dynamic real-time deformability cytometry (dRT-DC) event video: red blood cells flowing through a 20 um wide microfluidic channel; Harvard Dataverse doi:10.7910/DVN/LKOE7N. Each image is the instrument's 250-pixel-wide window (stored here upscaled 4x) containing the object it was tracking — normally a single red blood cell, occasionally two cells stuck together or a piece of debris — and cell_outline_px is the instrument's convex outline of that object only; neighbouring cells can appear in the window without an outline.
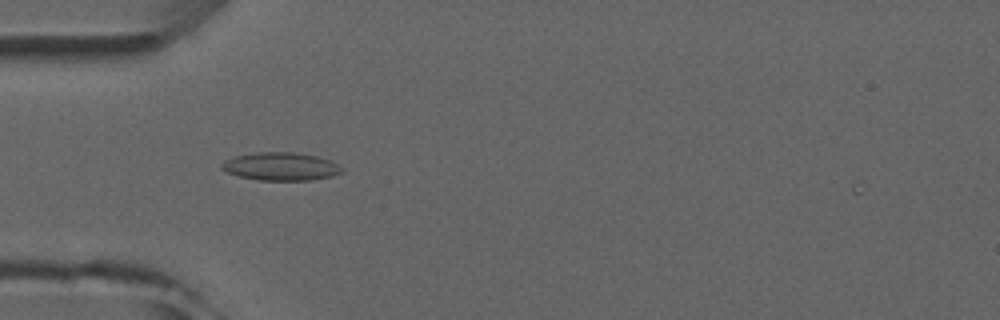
{"species": "common noctule bat (a hibernating species)", "species_latin": "Nyctalus noctula", "temperature_condition": "room temperature", "stored_images_in_passage": 5, "camera_frame_rate_fps": 3000, "um_per_image_px": 0.085, "animal": {"sex": "male", "forearm_length_mm": 52.5}, "frame": {"image": 1, "passage_image": 2, "time_ms": 1.0, "image_size_px": [1000, 320], "cell_outline_px": [[344, 172], [332, 176], [312, 180], [256, 180], [240, 176], [228, 172], [220, 168], [220, 164], [224, 160], [236, 156], [256, 152], [292, 152], [316, 156], [328, 160], [344, 168]], "centroid_in_image_um": [23.86, 14.15], "position_along_channel_um": 61.1, "area_um2": 19.59}}
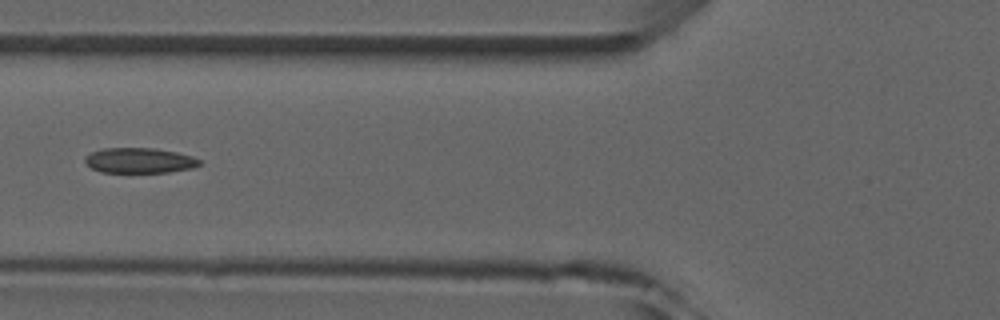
{"frame": {"image": 2, "passage_image": 3, "time_ms": 2.333, "image_size_px": [1000, 320], "cell_outline_px": [[200, 164], [192, 168], [168, 172], [100, 172], [92, 168], [84, 160], [84, 156], [100, 148], [152, 148], [176, 152], [192, 156], [200, 160]], "centroid_in_image_um": [11.82, 13.63], "position_along_channel_um": 114.0, "area_um2": 16.76}}
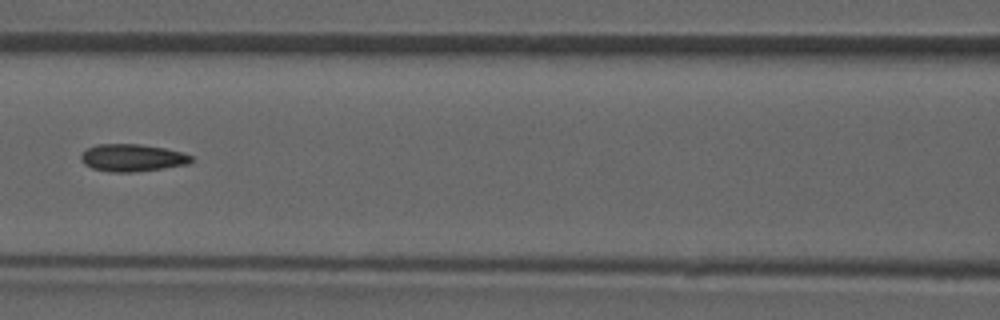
{"frame": {"image": 3, "passage_image": 4, "time_ms": 3.333, "image_size_px": [1000, 320], "cell_outline_px": [[192, 160], [188, 164], [164, 168], [132, 172], [112, 172], [92, 168], [84, 164], [80, 160], [80, 152], [96, 144], [140, 144], [164, 148], [180, 152], [192, 156]], "centroid_in_image_um": [11.19, 13.41], "position_along_channel_um": 155.4, "area_um2": 17.57}}